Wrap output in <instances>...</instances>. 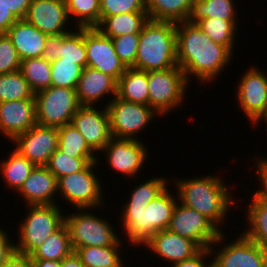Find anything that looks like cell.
Here are the masks:
<instances>
[{"mask_svg": "<svg viewBox=\"0 0 267 267\" xmlns=\"http://www.w3.org/2000/svg\"><path fill=\"white\" fill-rule=\"evenodd\" d=\"M177 64L190 84H209L232 62L233 55L225 46L215 43L196 24L176 23ZM191 78V79H190Z\"/></svg>", "mask_w": 267, "mask_h": 267, "instance_id": "6da1fadb", "label": "cell"}, {"mask_svg": "<svg viewBox=\"0 0 267 267\" xmlns=\"http://www.w3.org/2000/svg\"><path fill=\"white\" fill-rule=\"evenodd\" d=\"M210 175L199 178H175L176 182L172 183L178 190L176 194L179 203L207 217L222 232L224 230L220 228L225 224V219L227 220L229 208L236 205V199H232L230 188L222 181V177Z\"/></svg>", "mask_w": 267, "mask_h": 267, "instance_id": "7a4b0ae2", "label": "cell"}, {"mask_svg": "<svg viewBox=\"0 0 267 267\" xmlns=\"http://www.w3.org/2000/svg\"><path fill=\"white\" fill-rule=\"evenodd\" d=\"M167 187L159 196L146 207H123L120 211L124 237L129 246L144 245L155 233L169 227L171 217L178 198ZM127 235V236H126Z\"/></svg>", "mask_w": 267, "mask_h": 267, "instance_id": "3957f363", "label": "cell"}, {"mask_svg": "<svg viewBox=\"0 0 267 267\" xmlns=\"http://www.w3.org/2000/svg\"><path fill=\"white\" fill-rule=\"evenodd\" d=\"M176 66V23L149 19L140 32L136 59L131 67L147 72Z\"/></svg>", "mask_w": 267, "mask_h": 267, "instance_id": "277c9868", "label": "cell"}, {"mask_svg": "<svg viewBox=\"0 0 267 267\" xmlns=\"http://www.w3.org/2000/svg\"><path fill=\"white\" fill-rule=\"evenodd\" d=\"M26 207L27 214L20 221L18 241L14 243L16 252L30 255L64 223V213L58 204Z\"/></svg>", "mask_w": 267, "mask_h": 267, "instance_id": "5b68a950", "label": "cell"}, {"mask_svg": "<svg viewBox=\"0 0 267 267\" xmlns=\"http://www.w3.org/2000/svg\"><path fill=\"white\" fill-rule=\"evenodd\" d=\"M76 210V213L64 215V223L69 230L74 251L85 246L103 247L124 244V240L120 239L119 234L114 230L116 228H113L108 220L89 211L94 209Z\"/></svg>", "mask_w": 267, "mask_h": 267, "instance_id": "8992f818", "label": "cell"}, {"mask_svg": "<svg viewBox=\"0 0 267 267\" xmlns=\"http://www.w3.org/2000/svg\"><path fill=\"white\" fill-rule=\"evenodd\" d=\"M99 163V160L90 162L83 170L59 178L58 195L62 200L76 209L105 208L102 184L94 170Z\"/></svg>", "mask_w": 267, "mask_h": 267, "instance_id": "52a82bcc", "label": "cell"}, {"mask_svg": "<svg viewBox=\"0 0 267 267\" xmlns=\"http://www.w3.org/2000/svg\"><path fill=\"white\" fill-rule=\"evenodd\" d=\"M188 87L184 71L179 66L148 71L149 107L159 114L158 117H164L168 112L182 108Z\"/></svg>", "mask_w": 267, "mask_h": 267, "instance_id": "ba28073f", "label": "cell"}, {"mask_svg": "<svg viewBox=\"0 0 267 267\" xmlns=\"http://www.w3.org/2000/svg\"><path fill=\"white\" fill-rule=\"evenodd\" d=\"M36 121L41 126L62 127L70 124L81 106L76 89L50 86L34 94Z\"/></svg>", "mask_w": 267, "mask_h": 267, "instance_id": "9c48e42d", "label": "cell"}, {"mask_svg": "<svg viewBox=\"0 0 267 267\" xmlns=\"http://www.w3.org/2000/svg\"><path fill=\"white\" fill-rule=\"evenodd\" d=\"M113 138L137 140V134L159 114L148 105L124 101L117 96L106 104Z\"/></svg>", "mask_w": 267, "mask_h": 267, "instance_id": "30bf717a", "label": "cell"}, {"mask_svg": "<svg viewBox=\"0 0 267 267\" xmlns=\"http://www.w3.org/2000/svg\"><path fill=\"white\" fill-rule=\"evenodd\" d=\"M224 233L226 232H221L218 239L209 247L213 256V267H265V250L260 245L242 232L237 239L227 243ZM216 244L222 246L217 249L218 251L215 248L219 245Z\"/></svg>", "mask_w": 267, "mask_h": 267, "instance_id": "8fae6325", "label": "cell"}, {"mask_svg": "<svg viewBox=\"0 0 267 267\" xmlns=\"http://www.w3.org/2000/svg\"><path fill=\"white\" fill-rule=\"evenodd\" d=\"M168 230L194 241L201 249L209 248L221 231L193 208L177 203Z\"/></svg>", "mask_w": 267, "mask_h": 267, "instance_id": "7c38bea8", "label": "cell"}, {"mask_svg": "<svg viewBox=\"0 0 267 267\" xmlns=\"http://www.w3.org/2000/svg\"><path fill=\"white\" fill-rule=\"evenodd\" d=\"M147 151L146 144L144 145L140 139L112 138L99 153L107 156L106 162L113 171L119 174L121 172L126 179H136L143 170L146 158H149Z\"/></svg>", "mask_w": 267, "mask_h": 267, "instance_id": "4fadbf2b", "label": "cell"}, {"mask_svg": "<svg viewBox=\"0 0 267 267\" xmlns=\"http://www.w3.org/2000/svg\"><path fill=\"white\" fill-rule=\"evenodd\" d=\"M262 71L256 66H250L237 84V104L251 125L267 112V75Z\"/></svg>", "mask_w": 267, "mask_h": 267, "instance_id": "5bb4252c", "label": "cell"}, {"mask_svg": "<svg viewBox=\"0 0 267 267\" xmlns=\"http://www.w3.org/2000/svg\"><path fill=\"white\" fill-rule=\"evenodd\" d=\"M11 142L16 145L13 149L35 166H46L58 148V128L36 124Z\"/></svg>", "mask_w": 267, "mask_h": 267, "instance_id": "9a60e30c", "label": "cell"}, {"mask_svg": "<svg viewBox=\"0 0 267 267\" xmlns=\"http://www.w3.org/2000/svg\"><path fill=\"white\" fill-rule=\"evenodd\" d=\"M85 47L87 67L99 70L117 82L127 67L116 54L112 39L96 27L85 28Z\"/></svg>", "mask_w": 267, "mask_h": 267, "instance_id": "2e32d148", "label": "cell"}, {"mask_svg": "<svg viewBox=\"0 0 267 267\" xmlns=\"http://www.w3.org/2000/svg\"><path fill=\"white\" fill-rule=\"evenodd\" d=\"M88 146L99 153L113 138L110 131L109 116L106 106L102 110L96 106L81 105L71 120Z\"/></svg>", "mask_w": 267, "mask_h": 267, "instance_id": "e0dca14e", "label": "cell"}, {"mask_svg": "<svg viewBox=\"0 0 267 267\" xmlns=\"http://www.w3.org/2000/svg\"><path fill=\"white\" fill-rule=\"evenodd\" d=\"M25 20L49 36L71 32L65 0H33Z\"/></svg>", "mask_w": 267, "mask_h": 267, "instance_id": "ac0fdd59", "label": "cell"}, {"mask_svg": "<svg viewBox=\"0 0 267 267\" xmlns=\"http://www.w3.org/2000/svg\"><path fill=\"white\" fill-rule=\"evenodd\" d=\"M36 121V101L21 99L16 101L0 103V134L10 139L30 130Z\"/></svg>", "mask_w": 267, "mask_h": 267, "instance_id": "d6986e66", "label": "cell"}, {"mask_svg": "<svg viewBox=\"0 0 267 267\" xmlns=\"http://www.w3.org/2000/svg\"><path fill=\"white\" fill-rule=\"evenodd\" d=\"M143 246L171 265L191 258L201 250L194 241L168 229L155 233Z\"/></svg>", "mask_w": 267, "mask_h": 267, "instance_id": "ffe728a7", "label": "cell"}, {"mask_svg": "<svg viewBox=\"0 0 267 267\" xmlns=\"http://www.w3.org/2000/svg\"><path fill=\"white\" fill-rule=\"evenodd\" d=\"M26 205H53L58 194L57 178L46 166H35L21 188L16 192Z\"/></svg>", "mask_w": 267, "mask_h": 267, "instance_id": "44dd1931", "label": "cell"}, {"mask_svg": "<svg viewBox=\"0 0 267 267\" xmlns=\"http://www.w3.org/2000/svg\"><path fill=\"white\" fill-rule=\"evenodd\" d=\"M76 93L80 105L95 106L108 94L110 100L117 96V82L111 76L86 66L78 80Z\"/></svg>", "mask_w": 267, "mask_h": 267, "instance_id": "7402d4cb", "label": "cell"}, {"mask_svg": "<svg viewBox=\"0 0 267 267\" xmlns=\"http://www.w3.org/2000/svg\"><path fill=\"white\" fill-rule=\"evenodd\" d=\"M6 34L16 48L20 60L42 57L49 36L25 19L17 20Z\"/></svg>", "mask_w": 267, "mask_h": 267, "instance_id": "603a6c76", "label": "cell"}, {"mask_svg": "<svg viewBox=\"0 0 267 267\" xmlns=\"http://www.w3.org/2000/svg\"><path fill=\"white\" fill-rule=\"evenodd\" d=\"M117 97L149 106L148 71L127 67L117 81Z\"/></svg>", "mask_w": 267, "mask_h": 267, "instance_id": "cb8c5ba5", "label": "cell"}, {"mask_svg": "<svg viewBox=\"0 0 267 267\" xmlns=\"http://www.w3.org/2000/svg\"><path fill=\"white\" fill-rule=\"evenodd\" d=\"M148 20L147 12L124 13L110 17H100V23L96 28L110 38L125 34H140Z\"/></svg>", "mask_w": 267, "mask_h": 267, "instance_id": "d4e9b609", "label": "cell"}, {"mask_svg": "<svg viewBox=\"0 0 267 267\" xmlns=\"http://www.w3.org/2000/svg\"><path fill=\"white\" fill-rule=\"evenodd\" d=\"M73 252L69 230L66 224L63 223L29 256L32 260H55L61 262Z\"/></svg>", "mask_w": 267, "mask_h": 267, "instance_id": "484cf974", "label": "cell"}, {"mask_svg": "<svg viewBox=\"0 0 267 267\" xmlns=\"http://www.w3.org/2000/svg\"><path fill=\"white\" fill-rule=\"evenodd\" d=\"M193 0H146L149 19L174 23L188 20Z\"/></svg>", "mask_w": 267, "mask_h": 267, "instance_id": "4316f807", "label": "cell"}, {"mask_svg": "<svg viewBox=\"0 0 267 267\" xmlns=\"http://www.w3.org/2000/svg\"><path fill=\"white\" fill-rule=\"evenodd\" d=\"M235 6L233 0H193L187 22L196 24L204 18L238 20Z\"/></svg>", "mask_w": 267, "mask_h": 267, "instance_id": "83f0119b", "label": "cell"}, {"mask_svg": "<svg viewBox=\"0 0 267 267\" xmlns=\"http://www.w3.org/2000/svg\"><path fill=\"white\" fill-rule=\"evenodd\" d=\"M123 245L85 246L75 250L85 267H126L120 251Z\"/></svg>", "mask_w": 267, "mask_h": 267, "instance_id": "f1b7e54d", "label": "cell"}, {"mask_svg": "<svg viewBox=\"0 0 267 267\" xmlns=\"http://www.w3.org/2000/svg\"><path fill=\"white\" fill-rule=\"evenodd\" d=\"M250 204H247L245 211L248 227L243 234L252 241L267 249V202L253 197ZM248 214V215H247Z\"/></svg>", "mask_w": 267, "mask_h": 267, "instance_id": "f546056e", "label": "cell"}, {"mask_svg": "<svg viewBox=\"0 0 267 267\" xmlns=\"http://www.w3.org/2000/svg\"><path fill=\"white\" fill-rule=\"evenodd\" d=\"M5 160H1L0 175L5 181V186L10 190H15V193L21 188L24 181L30 175V172L35 168V165L30 162L26 157L21 156L14 149Z\"/></svg>", "mask_w": 267, "mask_h": 267, "instance_id": "4dcf8cb0", "label": "cell"}, {"mask_svg": "<svg viewBox=\"0 0 267 267\" xmlns=\"http://www.w3.org/2000/svg\"><path fill=\"white\" fill-rule=\"evenodd\" d=\"M238 20H222L219 18H204L196 23L215 43L225 46L232 54L236 46Z\"/></svg>", "mask_w": 267, "mask_h": 267, "instance_id": "1f68e13d", "label": "cell"}, {"mask_svg": "<svg viewBox=\"0 0 267 267\" xmlns=\"http://www.w3.org/2000/svg\"><path fill=\"white\" fill-rule=\"evenodd\" d=\"M58 149L74 158H98L79 131L70 124L58 128Z\"/></svg>", "mask_w": 267, "mask_h": 267, "instance_id": "d6a6232c", "label": "cell"}, {"mask_svg": "<svg viewBox=\"0 0 267 267\" xmlns=\"http://www.w3.org/2000/svg\"><path fill=\"white\" fill-rule=\"evenodd\" d=\"M20 72L34 94L51 86V62L43 57L21 60Z\"/></svg>", "mask_w": 267, "mask_h": 267, "instance_id": "836d02e7", "label": "cell"}, {"mask_svg": "<svg viewBox=\"0 0 267 267\" xmlns=\"http://www.w3.org/2000/svg\"><path fill=\"white\" fill-rule=\"evenodd\" d=\"M100 3L101 0H66L70 22L73 26L76 22V28L96 27L100 23Z\"/></svg>", "mask_w": 267, "mask_h": 267, "instance_id": "e575fe53", "label": "cell"}, {"mask_svg": "<svg viewBox=\"0 0 267 267\" xmlns=\"http://www.w3.org/2000/svg\"><path fill=\"white\" fill-rule=\"evenodd\" d=\"M76 29L63 34V40L59 43V58L63 61H76L85 68L87 66L85 28Z\"/></svg>", "mask_w": 267, "mask_h": 267, "instance_id": "d590c367", "label": "cell"}, {"mask_svg": "<svg viewBox=\"0 0 267 267\" xmlns=\"http://www.w3.org/2000/svg\"><path fill=\"white\" fill-rule=\"evenodd\" d=\"M168 179L165 177H152L146 179L143 183L131 190L129 200L125 202L124 207H146L151 201L159 196L168 186Z\"/></svg>", "mask_w": 267, "mask_h": 267, "instance_id": "8d00e7d4", "label": "cell"}, {"mask_svg": "<svg viewBox=\"0 0 267 267\" xmlns=\"http://www.w3.org/2000/svg\"><path fill=\"white\" fill-rule=\"evenodd\" d=\"M33 96L34 93L20 70L0 74V103L31 99Z\"/></svg>", "mask_w": 267, "mask_h": 267, "instance_id": "74e56055", "label": "cell"}, {"mask_svg": "<svg viewBox=\"0 0 267 267\" xmlns=\"http://www.w3.org/2000/svg\"><path fill=\"white\" fill-rule=\"evenodd\" d=\"M83 67L76 61L58 58L51 62V86L76 89Z\"/></svg>", "mask_w": 267, "mask_h": 267, "instance_id": "f35d334b", "label": "cell"}, {"mask_svg": "<svg viewBox=\"0 0 267 267\" xmlns=\"http://www.w3.org/2000/svg\"><path fill=\"white\" fill-rule=\"evenodd\" d=\"M98 158H74L63 154L58 148L50 156L46 167L57 180L68 174L83 170L90 162Z\"/></svg>", "mask_w": 267, "mask_h": 267, "instance_id": "ab89813d", "label": "cell"}, {"mask_svg": "<svg viewBox=\"0 0 267 267\" xmlns=\"http://www.w3.org/2000/svg\"><path fill=\"white\" fill-rule=\"evenodd\" d=\"M101 17L131 12H147L146 0H101Z\"/></svg>", "mask_w": 267, "mask_h": 267, "instance_id": "60d3db41", "label": "cell"}, {"mask_svg": "<svg viewBox=\"0 0 267 267\" xmlns=\"http://www.w3.org/2000/svg\"><path fill=\"white\" fill-rule=\"evenodd\" d=\"M140 34H125L111 38L119 59L126 67H131L136 59Z\"/></svg>", "mask_w": 267, "mask_h": 267, "instance_id": "b9f144b4", "label": "cell"}, {"mask_svg": "<svg viewBox=\"0 0 267 267\" xmlns=\"http://www.w3.org/2000/svg\"><path fill=\"white\" fill-rule=\"evenodd\" d=\"M21 60L6 33L0 34V74L20 70Z\"/></svg>", "mask_w": 267, "mask_h": 267, "instance_id": "7bdbcfd3", "label": "cell"}, {"mask_svg": "<svg viewBox=\"0 0 267 267\" xmlns=\"http://www.w3.org/2000/svg\"><path fill=\"white\" fill-rule=\"evenodd\" d=\"M255 163L256 164L254 165L256 168L253 170L257 171L255 173L258 178L257 180H259L258 183H260V186L252 196L267 202V156H259Z\"/></svg>", "mask_w": 267, "mask_h": 267, "instance_id": "ee69618b", "label": "cell"}, {"mask_svg": "<svg viewBox=\"0 0 267 267\" xmlns=\"http://www.w3.org/2000/svg\"><path fill=\"white\" fill-rule=\"evenodd\" d=\"M211 257H212V254L210 252V249L203 248L193 257L180 261V262H176L170 266L171 267H213V259H211V261L209 260L207 261V259Z\"/></svg>", "mask_w": 267, "mask_h": 267, "instance_id": "f6af8a7d", "label": "cell"}, {"mask_svg": "<svg viewBox=\"0 0 267 267\" xmlns=\"http://www.w3.org/2000/svg\"><path fill=\"white\" fill-rule=\"evenodd\" d=\"M63 40V34L48 36L44 47L42 57L49 61H55L59 58V43Z\"/></svg>", "mask_w": 267, "mask_h": 267, "instance_id": "bcb514c9", "label": "cell"}, {"mask_svg": "<svg viewBox=\"0 0 267 267\" xmlns=\"http://www.w3.org/2000/svg\"><path fill=\"white\" fill-rule=\"evenodd\" d=\"M8 235L9 234L2 229V226H0V267L3 266L5 261L15 251L14 240L10 241L11 238Z\"/></svg>", "mask_w": 267, "mask_h": 267, "instance_id": "7dc6e473", "label": "cell"}, {"mask_svg": "<svg viewBox=\"0 0 267 267\" xmlns=\"http://www.w3.org/2000/svg\"><path fill=\"white\" fill-rule=\"evenodd\" d=\"M10 12L19 20L25 19L33 0H3Z\"/></svg>", "mask_w": 267, "mask_h": 267, "instance_id": "c3c4849f", "label": "cell"}, {"mask_svg": "<svg viewBox=\"0 0 267 267\" xmlns=\"http://www.w3.org/2000/svg\"><path fill=\"white\" fill-rule=\"evenodd\" d=\"M17 20L4 1L0 0V34L6 33Z\"/></svg>", "mask_w": 267, "mask_h": 267, "instance_id": "681fc988", "label": "cell"}, {"mask_svg": "<svg viewBox=\"0 0 267 267\" xmlns=\"http://www.w3.org/2000/svg\"><path fill=\"white\" fill-rule=\"evenodd\" d=\"M2 267H34L29 255L14 251Z\"/></svg>", "mask_w": 267, "mask_h": 267, "instance_id": "f907efd6", "label": "cell"}, {"mask_svg": "<svg viewBox=\"0 0 267 267\" xmlns=\"http://www.w3.org/2000/svg\"><path fill=\"white\" fill-rule=\"evenodd\" d=\"M60 267H85L75 251L60 262Z\"/></svg>", "mask_w": 267, "mask_h": 267, "instance_id": "816d5d0a", "label": "cell"}, {"mask_svg": "<svg viewBox=\"0 0 267 267\" xmlns=\"http://www.w3.org/2000/svg\"><path fill=\"white\" fill-rule=\"evenodd\" d=\"M34 267H60V262L55 260H32Z\"/></svg>", "mask_w": 267, "mask_h": 267, "instance_id": "f5cc1de1", "label": "cell"}, {"mask_svg": "<svg viewBox=\"0 0 267 267\" xmlns=\"http://www.w3.org/2000/svg\"><path fill=\"white\" fill-rule=\"evenodd\" d=\"M262 121H264L265 123H266V125H267V112H265L254 124H253V126H257L259 123L260 124H263V123H261ZM258 123V124H257Z\"/></svg>", "mask_w": 267, "mask_h": 267, "instance_id": "db71d44e", "label": "cell"}, {"mask_svg": "<svg viewBox=\"0 0 267 267\" xmlns=\"http://www.w3.org/2000/svg\"><path fill=\"white\" fill-rule=\"evenodd\" d=\"M265 267H267V249L265 250Z\"/></svg>", "mask_w": 267, "mask_h": 267, "instance_id": "11a10c76", "label": "cell"}]
</instances>
